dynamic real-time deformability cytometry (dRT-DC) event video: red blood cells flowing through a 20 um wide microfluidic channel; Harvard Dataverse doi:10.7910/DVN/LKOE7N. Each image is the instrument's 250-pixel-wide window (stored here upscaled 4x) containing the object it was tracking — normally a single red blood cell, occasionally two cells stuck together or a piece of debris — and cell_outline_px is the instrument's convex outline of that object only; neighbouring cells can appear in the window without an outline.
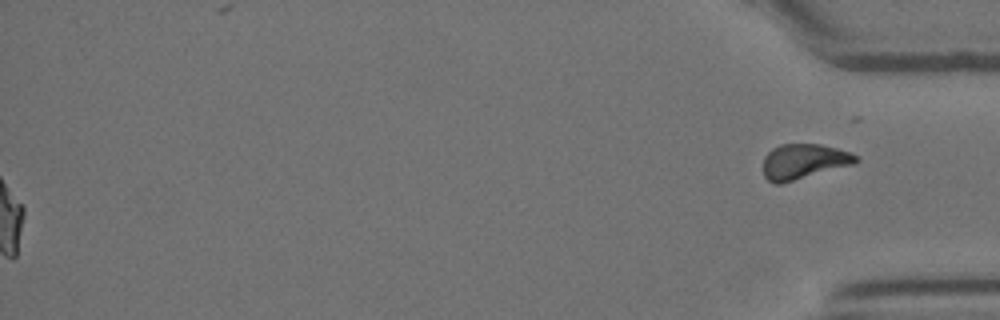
{"species": "Egyptian fruit bat (a non-hibernating species)", "species_latin": "Rousettus aegyptiacus", "temperature_condition": "room temperature", "stored_images_in_passage": 55, "segment_of_instrument_passage": [2, 2], "camera_frame_rate_fps": 3000, "um_per_image_px": 0.085, "animal": {"sex": "female"}, "frame": {"image": 1, "passage_image": 55, "time_ms": 18.0, "image_size_px": [1000, 320], "cell_outline_px": [[860, 160], [856, 164], [780, 184], [776, 184], [768, 180], [764, 176], [764, 156], [772, 148], [780, 144], [820, 144], [836, 148], [848, 152], [856, 156]], "centroid_in_image_um": [68.32, 13.73], "position_along_channel_um": 366.9, "area_um2": 19.02}}